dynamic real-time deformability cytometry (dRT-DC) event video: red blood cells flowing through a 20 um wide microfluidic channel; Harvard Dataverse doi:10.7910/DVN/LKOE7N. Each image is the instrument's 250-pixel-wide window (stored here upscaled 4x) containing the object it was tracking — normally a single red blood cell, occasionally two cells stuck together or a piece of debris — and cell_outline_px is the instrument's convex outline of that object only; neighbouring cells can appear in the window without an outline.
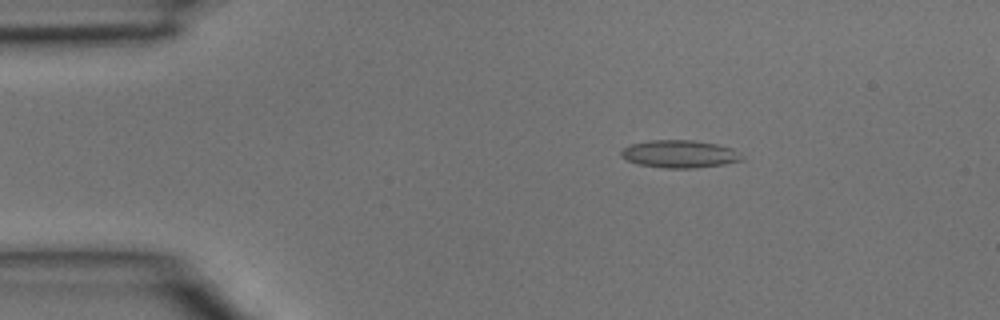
{"species": "common noctule bat (a hibernating species)", "species_latin": "Nyctalus noctula", "temperature_condition": "room temperature", "stored_images_in_passage": 3, "camera_frame_rate_fps": 3000, "um_per_image_px": 0.085, "animal": {"sex": "male", "body_mass_g": 15.6}, "frame": {"image": 1, "passage_image": 2, "time_ms": 0.333, "image_size_px": [1000, 320], "cell_outline_px": [[744, 160], [724, 164], [696, 168], [664, 168], [640, 164], [628, 160], [620, 156], [620, 152], [628, 144], [648, 140], [692, 140], [716, 144], [732, 148], [740, 152], [744, 156]], "centroid_in_image_um": [57.79, 13.08], "position_along_channel_um": 27.2, "area_um2": 19.59}}